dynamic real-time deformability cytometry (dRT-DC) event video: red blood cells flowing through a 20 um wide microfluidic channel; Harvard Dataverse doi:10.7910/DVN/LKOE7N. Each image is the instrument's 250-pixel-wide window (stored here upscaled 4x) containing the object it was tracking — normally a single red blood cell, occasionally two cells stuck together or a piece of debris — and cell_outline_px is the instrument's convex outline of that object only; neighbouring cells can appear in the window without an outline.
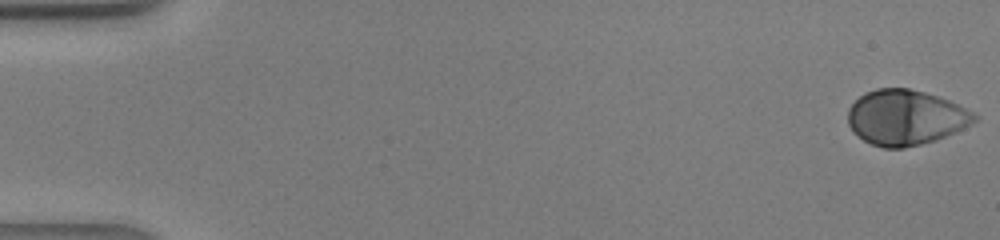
{"species": "human", "species_latin": "Homo sapiens", "temperature_condition": "warm", "stored_images_in_passage": 42, "camera_frame_rate_fps": 3000, "um_per_image_px": 0.085, "donor": {"sex": "male"}, "frame": {"image": 1, "passage_image": 1, "time_ms": 0.0, "image_size_px": [1000, 240], "cell_outline_px": [[980, 116], [972, 124], [964, 128], [936, 140], [904, 148], [884, 148], [872, 144], [864, 140], [852, 132], [848, 124], [848, 108], [864, 92], [876, 88], [908, 88], [924, 92], [948, 100]], "centroid_in_image_um": [76.95, 9.99], "position_along_channel_um": 8.0, "area_um2": 40.63}}
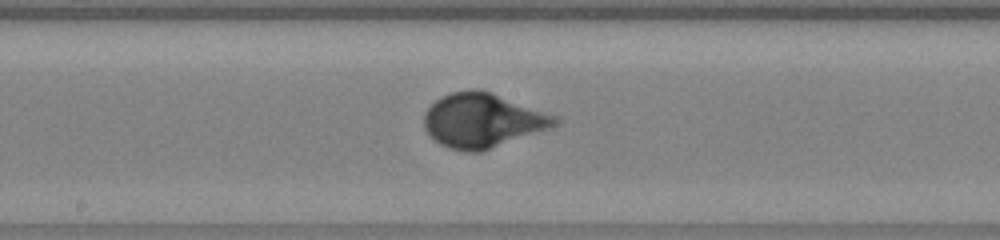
{"frame": {"image": 2, "passage_image": 23, "time_ms": 7.333, "image_size_px": [1000, 240], "cell_outline_px": [[560, 120], [552, 128], [480, 152], [468, 152], [448, 148], [440, 144], [424, 128], [424, 112], [440, 96], [452, 92], [472, 88], [476, 88], [560, 116]], "centroid_in_image_um": [41.04, 10.24], "position_along_channel_um": 207.2, "area_um2": 41.38}}
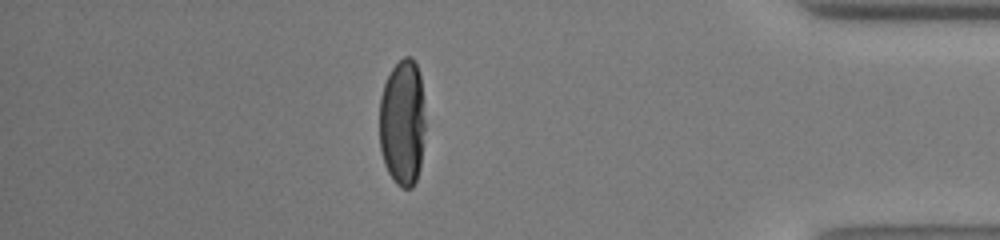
{"frame": {"image": 3, "passage_image": 37, "time_ms": 12.0, "image_size_px": [1000, 240], "cell_outline_px": [[424, 128], [420, 164], [416, 180], [412, 188], [404, 188], [396, 184], [388, 172], [384, 164], [380, 148], [380, 96], [384, 84], [392, 68], [404, 56], [412, 56], [416, 64], [420, 76], [424, 120]], "centroid_in_image_um": [34.19, 10.42], "position_along_channel_um": 401.0, "area_um2": 33.58}}